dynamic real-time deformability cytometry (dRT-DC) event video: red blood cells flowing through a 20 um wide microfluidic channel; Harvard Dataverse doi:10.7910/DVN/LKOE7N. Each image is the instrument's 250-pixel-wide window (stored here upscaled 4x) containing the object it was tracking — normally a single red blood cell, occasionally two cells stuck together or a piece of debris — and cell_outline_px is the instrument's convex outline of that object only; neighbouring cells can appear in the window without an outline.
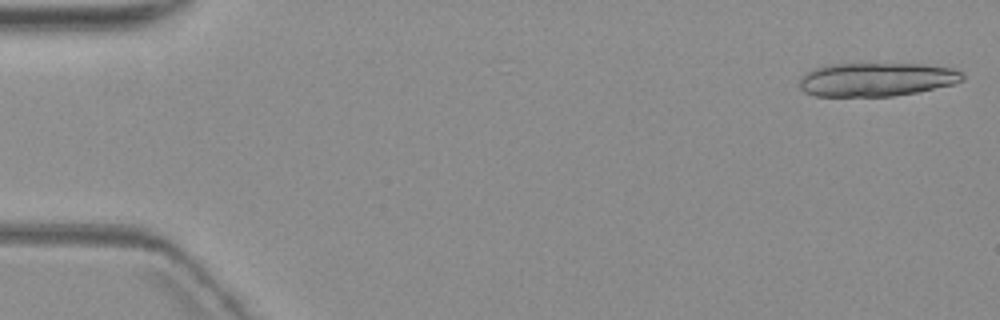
{"species": "common noctule bat (a hibernating species)", "species_latin": "Nyctalus noctula", "temperature_condition": "warm", "stored_images_in_passage": 6, "camera_frame_rate_fps": 3000, "um_per_image_px": 0.085, "animal": {"sex": "female", "body_mass_g": 19.3, "forearm_length_mm": 54.1}, "frame": {"image": 1, "passage_image": 1, "time_ms": 0.0, "image_size_px": [1000, 320], "cell_outline_px": [[964, 80], [952, 84], [916, 92], [892, 96], [816, 96], [804, 92], [800, 88], [800, 76], [816, 68], [828, 64], [924, 64], [952, 68], [964, 72]], "centroid_in_image_um": [74.51, 6.75], "position_along_channel_um": 10.5, "area_um2": 31.91}}
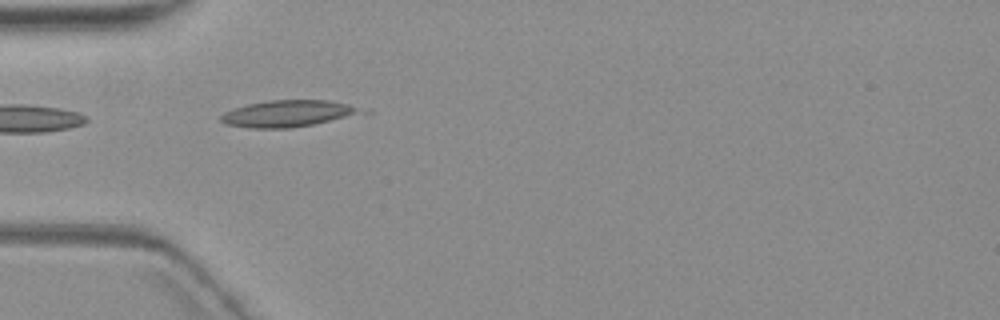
{"frame": {"image": 2, "passage_image": 5, "time_ms": 5.667, "image_size_px": [1000, 320], "cell_outline_px": [[356, 108], [352, 112], [344, 116], [312, 124], [292, 128], [248, 128], [224, 124], [220, 120], [220, 116], [224, 112], [232, 108], [248, 104], [268, 100], [328, 100], [348, 104]], "centroid_in_image_um": [24.2, 9.65], "position_along_channel_um": 60.8, "area_um2": 20.92}}